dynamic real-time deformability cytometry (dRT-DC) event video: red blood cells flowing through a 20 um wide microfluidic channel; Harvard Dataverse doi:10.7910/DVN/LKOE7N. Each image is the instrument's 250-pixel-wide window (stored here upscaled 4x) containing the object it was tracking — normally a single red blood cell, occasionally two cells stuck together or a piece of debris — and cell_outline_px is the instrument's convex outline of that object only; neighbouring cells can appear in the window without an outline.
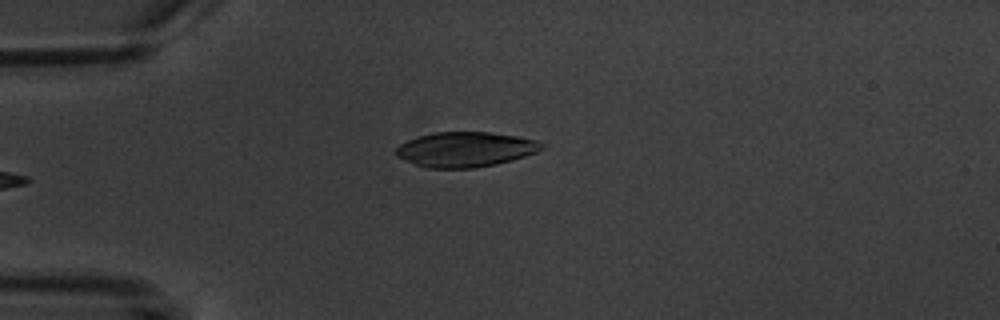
{"species": "common noctule bat (a hibernating species)", "species_latin": "Nyctalus noctula", "temperature_condition": "warm", "stored_images_in_passage": 9, "camera_frame_rate_fps": 3000, "um_per_image_px": 0.085, "animal": {"sex": "male", "body_mass_g": 20.1, "forearm_length_mm": 53.5}, "frame": {"image": 1, "passage_image": 3, "time_ms": 3.667, "image_size_px": [1000, 320], "cell_outline_px": [[544, 148], [536, 152], [512, 160], [496, 164], [472, 168], [428, 168], [416, 164], [396, 156], [396, 148], [400, 144], [416, 136], [432, 132], [492, 132], [516, 136], [536, 140], [544, 144]], "centroid_in_image_um": [39.55, 12.69], "position_along_channel_um": 45.4, "area_um2": 29.65}}
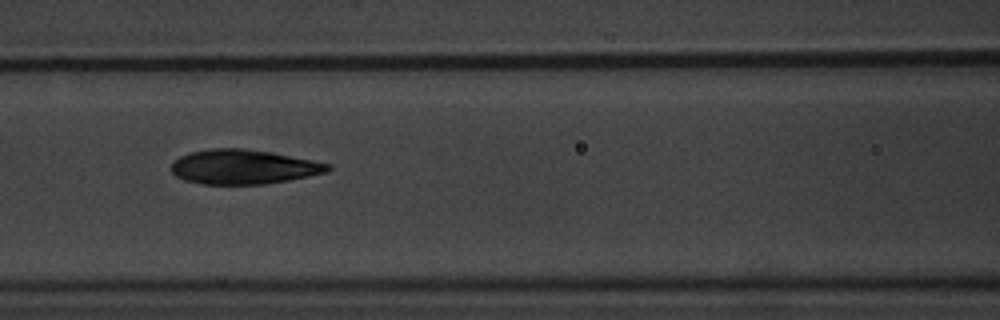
{"frame": {"image": 2, "passage_image": 6, "time_ms": 7.0, "image_size_px": [1000, 320], "cell_outline_px": [[332, 168], [328, 172], [288, 180], [264, 184], [204, 184], [184, 180], [176, 176], [172, 172], [172, 164], [180, 156], [188, 152], [212, 148], [244, 148], [272, 152], [332, 164]], "centroid_in_image_um": [20.71, 14.17], "position_along_channel_um": 145.9, "area_um2": 31.5}}
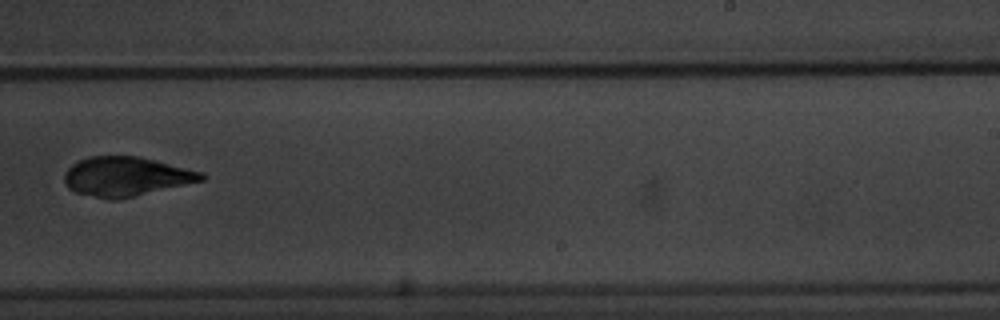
{"frame": {"image": 3, "passage_image": 9, "time_ms": 10.667, "image_size_px": [1000, 320], "cell_outline_px": [[204, 180], [120, 200], [108, 200], [76, 192], [68, 188], [64, 180], [64, 172], [72, 164], [88, 156], [136, 156], [204, 172]], "centroid_in_image_um": [10.69, 15.02], "position_along_channel_um": 278.3, "area_um2": 31.39}}